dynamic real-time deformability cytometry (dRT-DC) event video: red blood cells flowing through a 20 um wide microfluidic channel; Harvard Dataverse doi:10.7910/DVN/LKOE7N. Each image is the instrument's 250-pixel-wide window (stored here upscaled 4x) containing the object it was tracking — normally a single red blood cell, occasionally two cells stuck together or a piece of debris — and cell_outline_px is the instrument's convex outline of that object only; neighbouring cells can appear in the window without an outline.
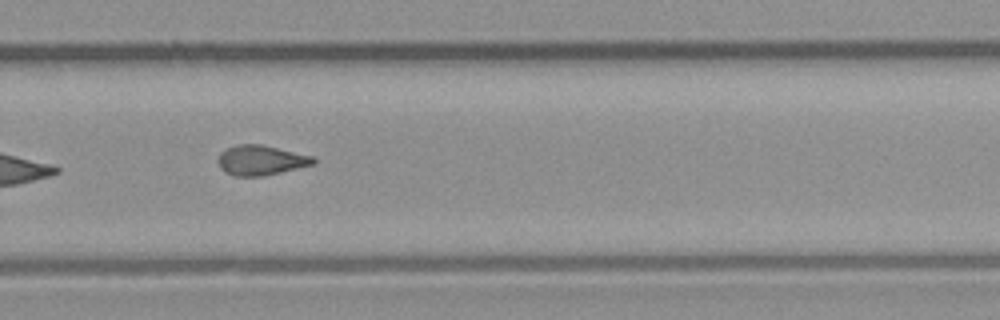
{"species": "common noctule bat (a hibernating species)", "species_latin": "Nyctalus noctula", "temperature_condition": "room temperature", "stored_images_in_passage": 14, "camera_frame_rate_fps": 3000, "um_per_image_px": 0.085, "animal": {"sex": "male", "body_mass_g": 23.1, "forearm_length_mm": 52.7}, "frame": {"image": 1, "passage_image": 10, "time_ms": 11.333, "image_size_px": [1000, 320], "cell_outline_px": [[316, 164], [264, 176], [232, 176], [224, 172], [220, 168], [216, 160], [220, 152], [236, 144], [260, 144], [316, 156]], "centroid_in_image_um": [22.18, 13.62], "position_along_channel_um": 307.6, "area_um2": 16.99}, "authors_computed_cell_mechanics": {"area_um2": 17.8313, "velocity_mm_per_s": 3.7887, "shape_relaxation_time_tau1_ms": null, "shape_relaxation_time_tau2_ms": 2.3276, "deformation_change_tau1": null, "deformation_change_tau2": 0.0864}}